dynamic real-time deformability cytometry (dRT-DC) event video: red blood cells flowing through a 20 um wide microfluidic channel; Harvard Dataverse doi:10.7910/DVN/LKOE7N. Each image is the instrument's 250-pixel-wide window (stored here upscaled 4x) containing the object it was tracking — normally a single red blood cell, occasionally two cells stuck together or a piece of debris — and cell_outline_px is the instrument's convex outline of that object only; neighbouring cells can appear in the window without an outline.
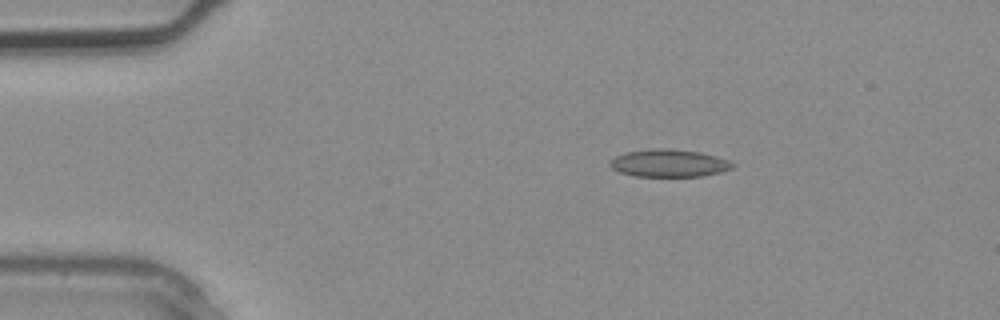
{"species": "common noctule bat (a hibernating species)", "species_latin": "Nyctalus noctula", "temperature_condition": "warm", "stored_images_in_passage": 3, "camera_frame_rate_fps": 3000, "um_per_image_px": 0.085, "animal": {"sex": "male", "body_mass_g": 20.4}, "frame": {"image": 1, "passage_image": 1, "time_ms": 0.0, "image_size_px": [1000, 320], "cell_outline_px": [[736, 164], [732, 168], [720, 172], [704, 176], [636, 176], [620, 172], [612, 168], [608, 164], [616, 156], [624, 152], [652, 148], [668, 148], [700, 152], [716, 156], [728, 160]], "centroid_in_image_um": [56.87, 13.86], "position_along_channel_um": 28.1, "area_um2": 19.71}}